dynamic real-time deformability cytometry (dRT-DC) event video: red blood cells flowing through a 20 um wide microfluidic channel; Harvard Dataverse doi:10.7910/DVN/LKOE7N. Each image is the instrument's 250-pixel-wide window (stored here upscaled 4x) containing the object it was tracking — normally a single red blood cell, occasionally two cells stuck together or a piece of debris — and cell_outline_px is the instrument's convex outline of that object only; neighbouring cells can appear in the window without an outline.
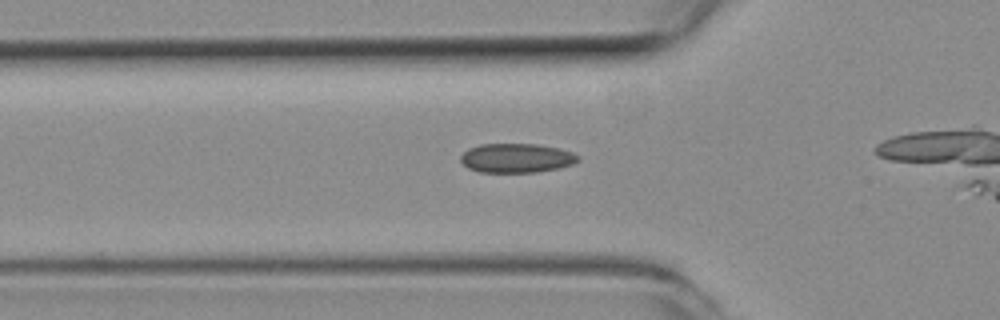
{"species": "common noctule bat (a hibernating species)", "species_latin": "Nyctalus noctula", "temperature_condition": "room temperature", "stored_images_in_passage": 36, "camera_frame_rate_fps": 3000, "um_per_image_px": 0.085, "animal": {"sex": "female", "body_mass_g": 19.3, "forearm_length_mm": 54.1}, "frame": {"image": 1, "passage_image": 13, "time_ms": 4.0, "image_size_px": [1000, 320], "cell_outline_px": [[580, 160], [572, 164], [560, 168], [536, 172], [480, 172], [468, 168], [460, 160], [460, 156], [468, 148], [480, 144], [536, 144], [560, 148], [572, 152], [580, 156]], "centroid_in_image_um": [43.92, 13.43], "position_along_channel_um": 81.9, "area_um2": 20.11}}
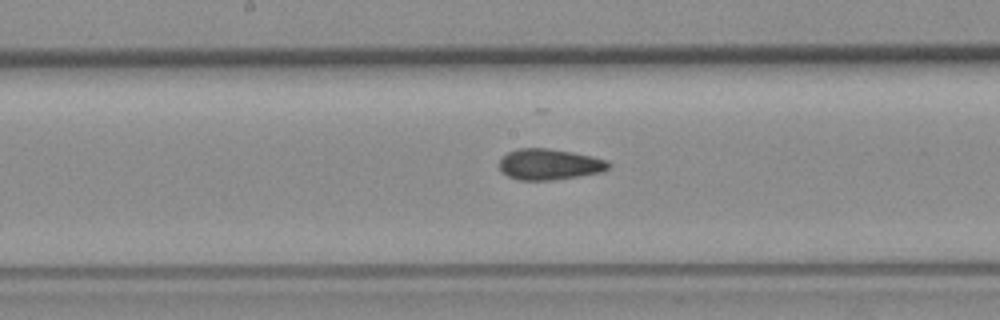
{"frame": {"image": 2, "passage_image": 22, "time_ms": 7.0, "image_size_px": [1000, 320], "cell_outline_px": [[612, 168], [604, 172], [552, 180], [520, 180], [508, 176], [500, 168], [500, 160], [508, 152], [516, 148], [548, 148], [572, 152], [592, 156], [608, 160], [612, 164]], "centroid_in_image_um": [46.77, 13.96], "position_along_channel_um": 201.4, "area_um2": 19.83}}
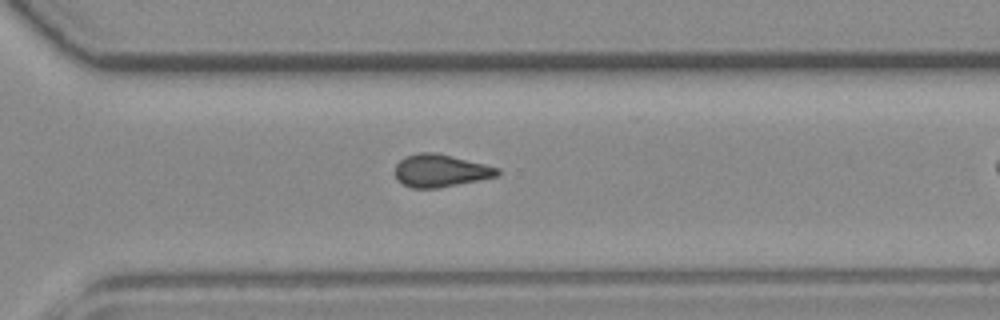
{"frame": {"image": 3, "passage_image": 32, "time_ms": 10.333, "image_size_px": [1000, 320], "cell_outline_px": [[500, 172], [496, 176], [440, 188], [412, 188], [396, 180], [396, 164], [404, 156], [420, 152], [436, 152], [500, 168]], "centroid_in_image_um": [37.41, 14.5], "position_along_channel_um": 333.2, "area_um2": 19.36}}